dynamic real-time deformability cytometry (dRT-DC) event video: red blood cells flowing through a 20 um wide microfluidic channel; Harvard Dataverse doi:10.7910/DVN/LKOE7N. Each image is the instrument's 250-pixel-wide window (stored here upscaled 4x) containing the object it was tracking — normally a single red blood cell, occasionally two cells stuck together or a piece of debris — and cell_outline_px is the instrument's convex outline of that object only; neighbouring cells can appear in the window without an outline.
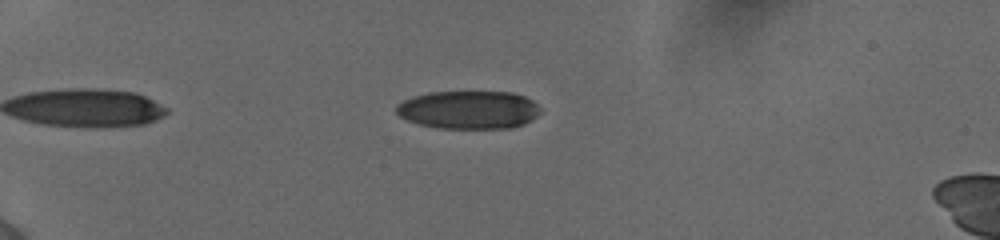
{"species": "human", "species_latin": "Homo sapiens", "temperature_condition": "cold", "stored_images_in_passage": 5, "camera_frame_rate_fps": 3000, "um_per_image_px": 0.085, "donor": {"sex": "female"}, "frame": {"image": 1, "passage_image": 1, "time_ms": 0.0, "image_size_px": [1000, 240], "cell_outline_px": [[540, 112], [536, 116], [524, 124], [512, 128], [440, 128], [420, 124], [408, 120], [400, 116], [396, 112], [396, 104], [412, 96], [428, 92], [512, 92], [524, 96], [532, 100], [540, 108]], "centroid_in_image_um": [39.83, 9.33], "position_along_channel_um": 45.2, "area_um2": 32.02}}